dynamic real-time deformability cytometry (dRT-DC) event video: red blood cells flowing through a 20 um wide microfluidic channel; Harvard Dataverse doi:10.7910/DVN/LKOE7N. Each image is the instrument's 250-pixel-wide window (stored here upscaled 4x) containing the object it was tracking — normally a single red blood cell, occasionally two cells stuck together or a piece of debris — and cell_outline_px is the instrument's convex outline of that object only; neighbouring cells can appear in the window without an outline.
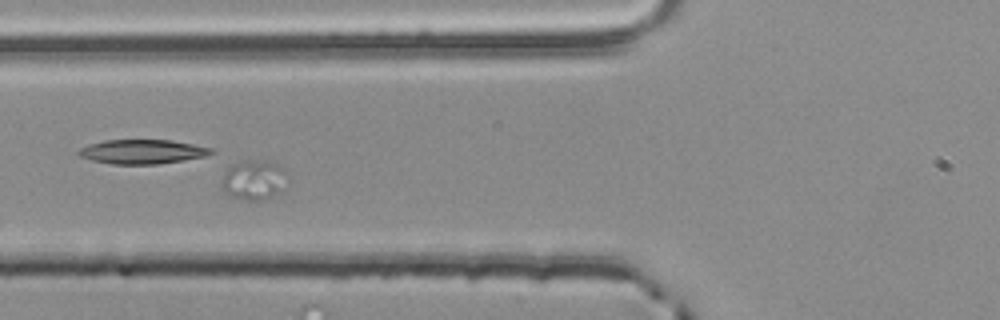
{"species": "common noctule bat (a hibernating species)", "species_latin": "Nyctalus noctula", "temperature_condition": "room temperature", "stored_images_in_passage": 16, "camera_frame_rate_fps": 3000, "um_per_image_px": 0.085, "animal": {"sex": "male", "body_mass_g": 20.4}, "frame": {"image": 1, "passage_image": 8, "time_ms": 2.333, "image_size_px": [1000, 320], "cell_outline_px": [[288, 176], [280, 188], [272, 196], [264, 200], [244, 200], [228, 196], [224, 192], [220, 184], [224, 172], [232, 164], [240, 160], [268, 160], [280, 164], [288, 172]], "centroid_in_image_um": [21.54, 15.26], "position_along_channel_um": 104.3, "area_um2": 15.55}}
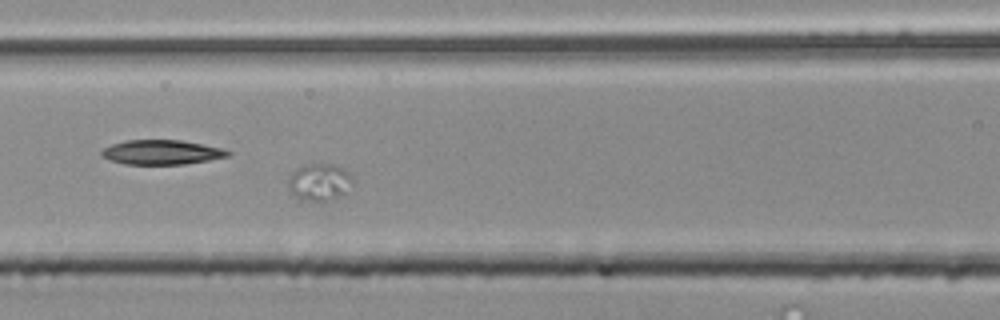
{"frame": {"image": 2, "passage_image": 11, "time_ms": 3.333, "image_size_px": [1000, 320], "cell_outline_px": [[352, 184], [340, 196], [324, 200], [312, 200], [292, 196], [288, 188], [288, 184], [292, 172], [296, 168], [312, 160], [332, 164], [344, 168], [348, 172], [352, 180]], "centroid_in_image_um": [27.11, 15.4], "position_along_channel_um": 139.5, "area_um2": 14.05}}